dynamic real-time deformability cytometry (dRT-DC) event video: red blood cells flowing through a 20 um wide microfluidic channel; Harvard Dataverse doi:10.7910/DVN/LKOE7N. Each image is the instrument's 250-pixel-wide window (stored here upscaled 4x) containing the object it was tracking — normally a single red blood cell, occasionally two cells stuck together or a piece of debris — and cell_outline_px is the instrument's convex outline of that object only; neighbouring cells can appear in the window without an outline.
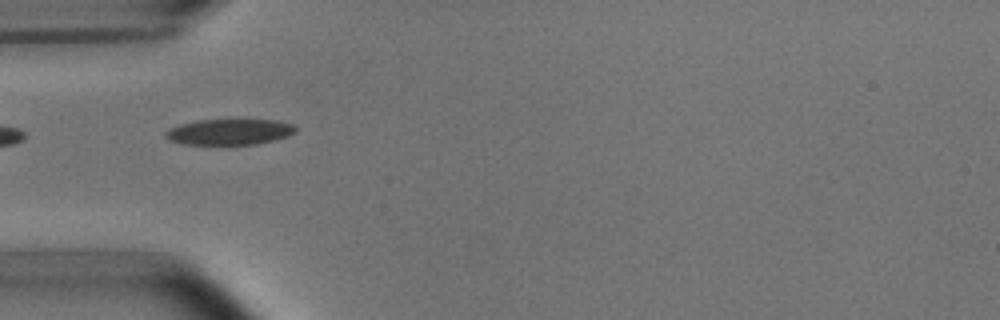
{"species": "common noctule bat (a hibernating species)", "species_latin": "Nyctalus noctula", "temperature_condition": "room temperature", "stored_images_in_passage": 4, "camera_frame_rate_fps": 3000, "um_per_image_px": 0.085, "animal": {"sex": "male", "body_mass_g": 15.6}, "frame": {"image": 1, "passage_image": 3, "time_ms": 2.333, "image_size_px": [1000, 320], "cell_outline_px": [[296, 132], [288, 136], [256, 144], [184, 144], [168, 140], [164, 136], [164, 132], [168, 128], [180, 124], [196, 120], [276, 120], [292, 124], [296, 128]], "centroid_in_image_um": [19.46, 11.2], "position_along_channel_um": 65.5, "area_um2": 19.54}}